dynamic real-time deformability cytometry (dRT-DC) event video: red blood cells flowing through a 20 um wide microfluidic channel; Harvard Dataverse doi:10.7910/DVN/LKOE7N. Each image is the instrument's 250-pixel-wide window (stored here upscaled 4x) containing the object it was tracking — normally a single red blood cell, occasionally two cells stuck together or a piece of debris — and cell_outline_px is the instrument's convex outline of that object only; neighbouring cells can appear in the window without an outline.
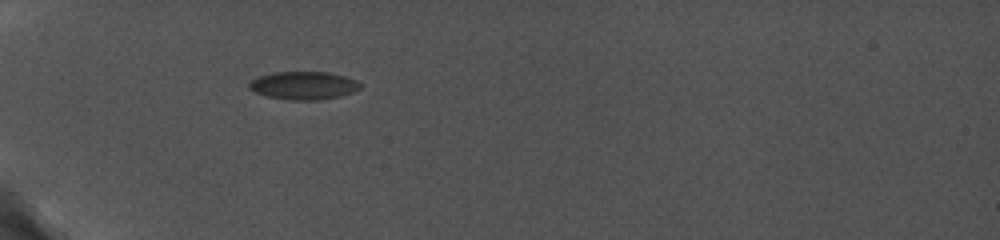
{"species": "common noctule bat (a hibernating species)", "species_latin": "Nyctalus noctula", "temperature_condition": "cold", "stored_images_in_passage": 60, "camera_frame_rate_fps": 5000, "um_per_image_px": 0.085, "animal": {"sex": "female", "body_mass_g": 19.0, "forearm_length_mm": 56.7}, "frame": {"image": 1, "passage_image": 1, "time_ms": 0.0, "image_size_px": [1000, 240], "cell_outline_px": [[360, 88], [352, 92], [340, 96], [316, 100], [292, 100], [268, 96], [256, 92], [248, 88], [248, 84], [252, 80], [260, 76], [272, 72], [328, 72], [344, 76], [356, 80], [360, 84]], "centroid_in_image_um": [25.8, 7.26], "position_along_channel_um": 59.2, "area_um2": 17.92}}
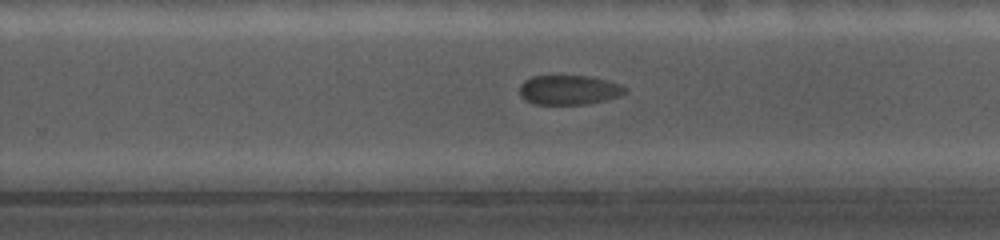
{"frame": {"image": 2, "passage_image": 37, "time_ms": 6.6, "image_size_px": [1000, 240], "cell_outline_px": [[628, 92], [620, 96], [608, 100], [584, 104], [532, 104], [524, 100], [520, 96], [520, 84], [524, 80], [532, 76], [592, 76], [608, 80], [620, 84], [628, 88]], "centroid_in_image_um": [48.39, 7.64], "position_along_channel_um": 281.4, "area_um2": 18.5}}
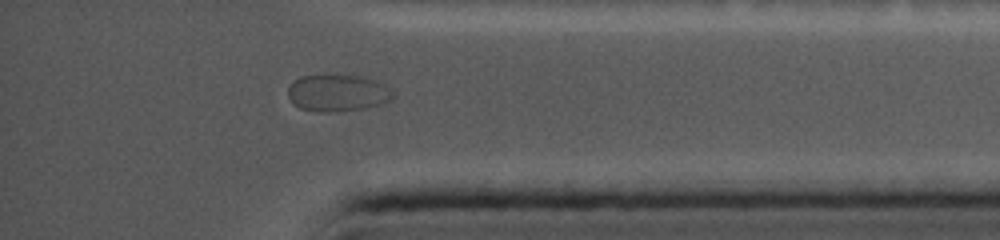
{"frame": {"image": 3, "passage_image": 56, "time_ms": 10.0, "image_size_px": [1000, 240], "cell_outline_px": [[392, 100], [364, 108], [328, 112], [316, 112], [300, 108], [292, 104], [288, 96], [288, 88], [292, 80], [300, 76], [368, 76], [388, 88], [392, 92]], "centroid_in_image_um": [28.63, 7.91], "position_along_channel_um": 406.6, "area_um2": 22.37}}